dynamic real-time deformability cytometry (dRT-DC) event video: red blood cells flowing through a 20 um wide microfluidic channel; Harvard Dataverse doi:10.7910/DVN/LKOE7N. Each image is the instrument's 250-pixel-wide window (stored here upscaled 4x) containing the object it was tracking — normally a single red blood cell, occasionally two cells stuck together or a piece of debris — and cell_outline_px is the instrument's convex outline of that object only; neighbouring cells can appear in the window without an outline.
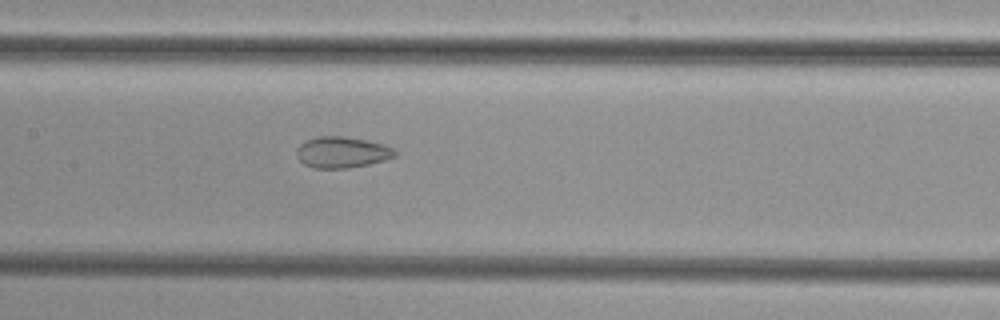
{"species": "common noctule bat (a hibernating species)", "species_latin": "Nyctalus noctula", "temperature_condition": "cold", "stored_images_in_passage": 49, "camera_frame_rate_fps": 3000, "um_per_image_px": 0.085, "animal": {"sex": "female", "body_mass_g": 29.2, "forearm_length_mm": 56.3}, "frame": {"image": 1, "passage_image": 26, "time_ms": 8.333, "image_size_px": [1000, 320], "cell_outline_px": [[396, 156], [384, 160], [368, 164], [348, 168], [312, 168], [304, 164], [296, 156], [296, 148], [300, 144], [316, 136], [344, 136], [384, 144], [396, 148]], "centroid_in_image_um": [29.07, 12.94], "position_along_channel_um": 178.3, "area_um2": 17.92}}
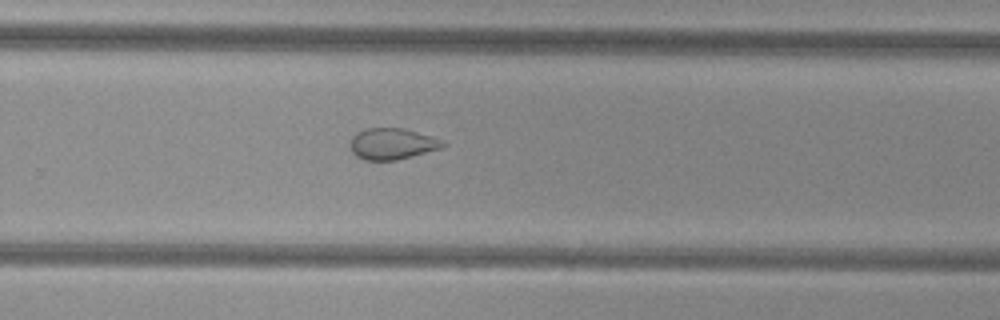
{"frame": {"image": 2, "passage_image": 35, "time_ms": 11.333, "image_size_px": [1000, 320], "cell_outline_px": [[448, 144], [440, 148], [412, 156], [396, 160], [364, 160], [356, 156], [352, 152], [348, 144], [352, 136], [356, 132], [364, 128], [404, 128], [432, 136], [444, 140]], "centroid_in_image_um": [33.31, 12.21], "position_along_channel_um": 296.5, "area_um2": 17.11}}
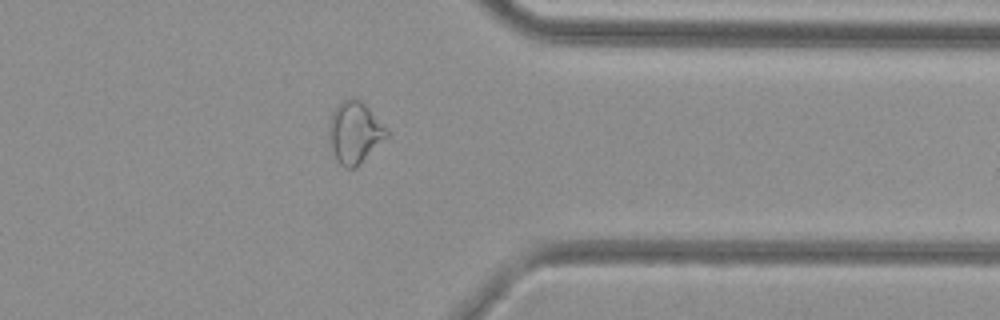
{"frame": {"image": 3, "passage_image": 42, "time_ms": 13.667, "image_size_px": [1000, 320], "cell_outline_px": [[388, 136], [356, 168], [344, 168], [336, 160], [328, 144], [328, 124], [332, 112], [344, 100], [360, 100], [388, 128]], "centroid_in_image_um": [30.12, 11.31], "position_along_channel_um": 381.3, "area_um2": 20.75}}